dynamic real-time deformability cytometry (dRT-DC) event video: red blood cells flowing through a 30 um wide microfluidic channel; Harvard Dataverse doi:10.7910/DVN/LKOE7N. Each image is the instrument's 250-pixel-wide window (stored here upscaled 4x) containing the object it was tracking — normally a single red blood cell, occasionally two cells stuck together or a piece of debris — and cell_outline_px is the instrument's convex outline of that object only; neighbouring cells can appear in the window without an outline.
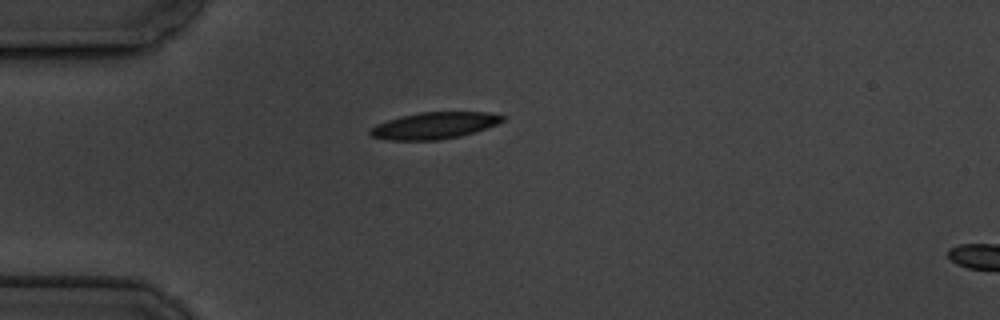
{"species": "common noctule bat (a hibernating species)", "species_latin": "Nyctalus noctula", "temperature_condition": "cold", "stored_images_in_passage": 2, "camera_frame_rate_fps": 3000, "um_per_image_px": 0.085, "animal": {"sex": "male", "body_mass_g": 19.5, "forearm_length_mm": 54.6}, "frame": {"image": 1, "passage_image": 1, "time_ms": 0.0, "image_size_px": [1000, 320], "cell_outline_px": [[504, 120], [496, 124], [460, 136], [436, 140], [388, 140], [372, 136], [368, 132], [376, 124], [400, 116], [420, 112], [488, 112], [504, 116]], "centroid_in_image_um": [36.88, 10.66], "position_along_channel_um": 48.1, "area_um2": 20.29}}